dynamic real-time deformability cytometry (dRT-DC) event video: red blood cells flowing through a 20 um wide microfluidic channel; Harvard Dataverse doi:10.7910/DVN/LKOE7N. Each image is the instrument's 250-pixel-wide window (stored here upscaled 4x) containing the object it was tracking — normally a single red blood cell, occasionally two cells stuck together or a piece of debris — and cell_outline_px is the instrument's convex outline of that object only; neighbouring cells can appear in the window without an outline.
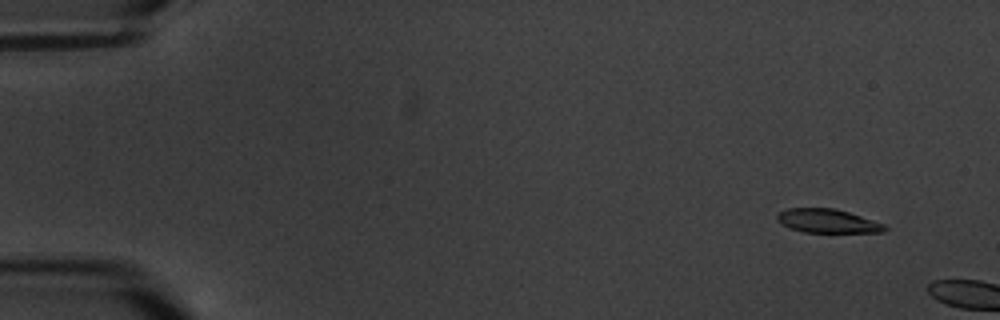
{"species": "common noctule bat (a hibernating species)", "species_latin": "Nyctalus noctula", "temperature_condition": "warm", "stored_images_in_passage": 3, "camera_frame_rate_fps": 3000, "um_per_image_px": 0.085, "animal": {"sex": "male", "body_mass_g": 20.1, "forearm_length_mm": 53.5}, "frame": {"image": 1, "passage_image": 2, "time_ms": 1.333, "image_size_px": [1000, 320], "cell_outline_px": [[888, 228], [884, 232], [804, 232], [792, 228], [776, 220], [776, 216], [780, 212], [788, 208], [832, 208], [848, 212], [884, 224]], "centroid_in_image_um": [70.34, 18.78], "position_along_channel_um": 14.7, "area_um2": 14.62}}